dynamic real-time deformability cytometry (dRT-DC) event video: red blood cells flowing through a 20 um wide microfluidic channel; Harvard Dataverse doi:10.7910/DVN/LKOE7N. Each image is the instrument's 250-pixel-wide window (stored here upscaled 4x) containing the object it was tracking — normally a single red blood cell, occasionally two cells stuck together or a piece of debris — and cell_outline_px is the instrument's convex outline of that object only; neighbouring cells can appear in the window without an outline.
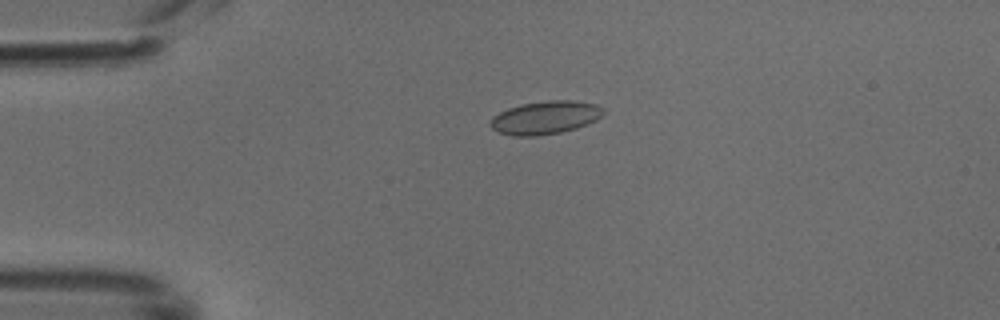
{"species": "common noctule bat (a hibernating species)", "species_latin": "Nyctalus noctula", "temperature_condition": "cold", "stored_images_in_passage": 14, "camera_frame_rate_fps": 3000, "um_per_image_px": 0.085, "animal": {"sex": "male", "body_mass_g": 18.8}, "frame": {"image": 1, "passage_image": 11, "time_ms": 3.333, "image_size_px": [1000, 320], "cell_outline_px": [[604, 112], [596, 120], [588, 124], [576, 128], [560, 132], [536, 136], [512, 136], [500, 132], [492, 128], [488, 124], [492, 116], [508, 108], [520, 104], [548, 100], [572, 100], [596, 104], [604, 108]], "centroid_in_image_um": [46.33, 9.99], "position_along_channel_um": 38.7, "area_um2": 21.91}}